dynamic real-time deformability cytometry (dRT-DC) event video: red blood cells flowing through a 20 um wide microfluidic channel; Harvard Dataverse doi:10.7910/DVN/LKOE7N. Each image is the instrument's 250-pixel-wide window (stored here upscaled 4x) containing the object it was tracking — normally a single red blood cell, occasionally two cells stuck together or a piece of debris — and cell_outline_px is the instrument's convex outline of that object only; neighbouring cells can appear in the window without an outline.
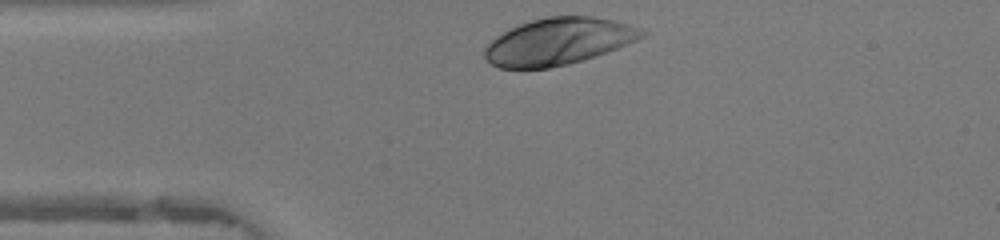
{"species": "human", "species_latin": "Homo sapiens", "temperature_condition": "warm", "stored_images_in_passage": 28, "camera_frame_rate_fps": 3000, "um_per_image_px": 0.085, "donor": {"sex": "female"}, "frame": {"image": 1, "passage_image": 1, "time_ms": 0.0, "image_size_px": [1000, 240], "cell_outline_px": [[648, 32], [644, 36], [636, 40], [616, 48], [568, 64], [548, 68], [500, 68], [492, 64], [484, 56], [484, 48], [496, 36], [520, 24], [532, 20], [548, 16], [592, 16], [612, 20], [628, 24], [640, 28]], "centroid_in_image_um": [47.45, 3.51], "position_along_channel_um": 37.5, "area_um2": 42.31}}
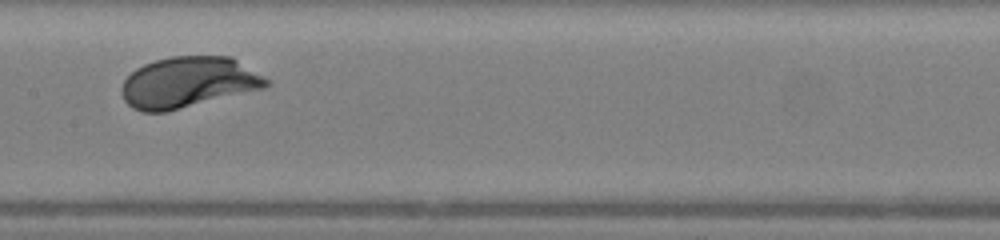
{"frame": {"image": 2, "passage_image": 14, "time_ms": 4.333, "image_size_px": [1000, 240], "cell_outline_px": [[268, 84], [264, 88], [164, 112], [144, 112], [132, 108], [124, 100], [120, 92], [120, 88], [124, 80], [136, 68], [144, 64], [156, 60], [172, 56], [232, 56], [264, 76], [268, 80]], "centroid_in_image_um": [15.97, 6.99], "position_along_channel_um": 191.4, "area_um2": 42.71}}
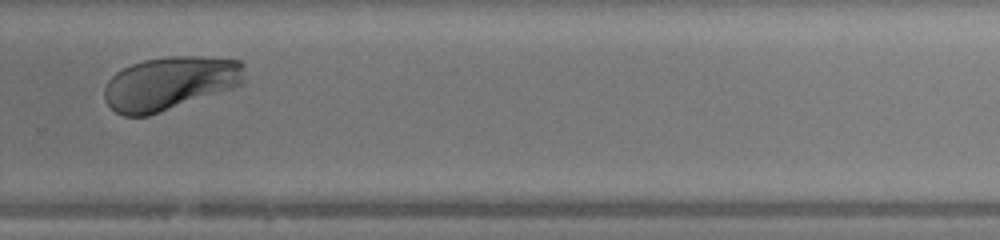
{"frame": {"image": 3, "passage_image": 23, "time_ms": 7.333, "image_size_px": [1000, 240], "cell_outline_px": [[244, 84], [148, 116], [124, 116], [116, 112], [104, 100], [104, 88], [108, 80], [116, 72], [132, 64], [144, 60], [168, 56], [200, 56], [240, 60], [244, 64]], "centroid_in_image_um": [14.45, 7.07], "position_along_channel_um": 315.4, "area_um2": 43.64}, "authors_computed_cell_mechanics": {"area_um2": 42.6564, "velocity_mm_per_s": 4.1423, "shape_relaxation_time_tau1_ms": 1.5518, "shape_relaxation_time_tau2_ms": null, "deformation_change_tau1": 0.1457, "deformation_change_tau2": null}}